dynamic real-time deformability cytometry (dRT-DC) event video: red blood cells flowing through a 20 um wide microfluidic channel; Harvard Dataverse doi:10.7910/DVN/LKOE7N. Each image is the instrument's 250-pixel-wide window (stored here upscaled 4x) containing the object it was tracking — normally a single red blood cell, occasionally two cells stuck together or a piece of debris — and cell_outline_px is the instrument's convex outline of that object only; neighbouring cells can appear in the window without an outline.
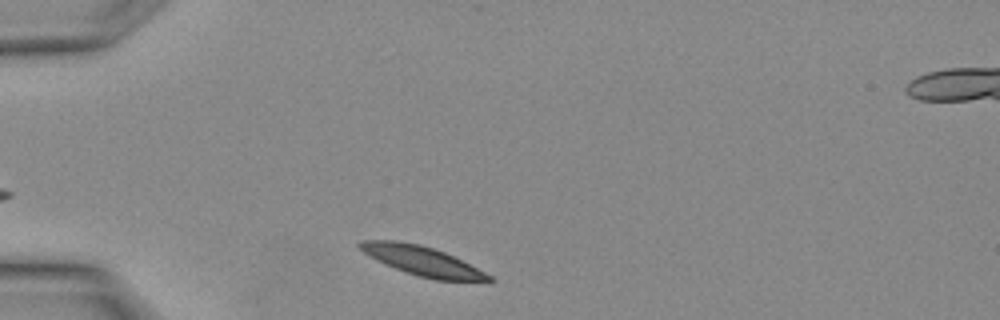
{"species": "Egyptian fruit bat (a non-hibernating species)", "species_latin": "Rousettus aegyptiacus", "temperature_condition": "warm", "stored_images_in_passage": 19, "camera_frame_rate_fps": 3000, "um_per_image_px": 0.085, "animal": {"sex": "female"}, "frame": {"image": 1, "passage_image": 1, "time_ms": 0.0, "image_size_px": [1000, 320], "cell_outline_px": [[496, 280], [436, 280], [416, 276], [384, 264], [376, 260], [364, 252], [356, 244], [360, 240], [396, 240], [420, 244], [444, 252], [492, 276]], "centroid_in_image_um": [35.8, 22.16], "position_along_channel_um": 49.2, "area_um2": 21.68}}
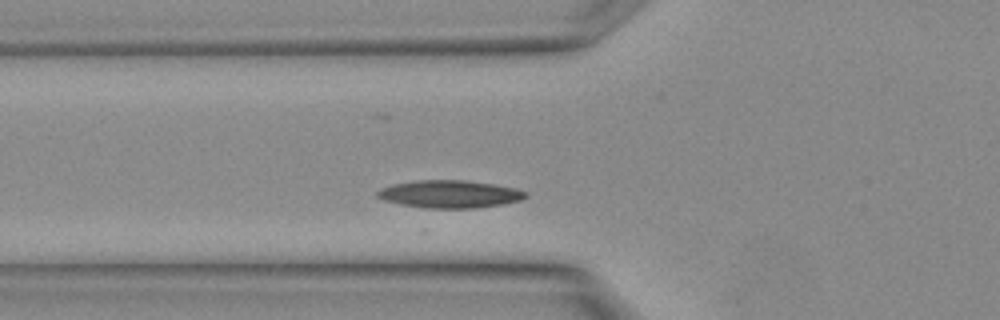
{"frame": {"image": 2, "passage_image": 4, "time_ms": 1.0, "image_size_px": [1000, 320], "cell_outline_px": [[528, 196], [520, 200], [500, 204], [476, 208], [424, 208], [400, 204], [384, 200], [376, 196], [376, 192], [380, 188], [396, 184], [416, 180], [464, 180], [492, 184], [516, 188], [528, 192]], "centroid_in_image_um": [38.22, 16.5], "position_along_channel_um": 87.6, "area_um2": 23.76}}
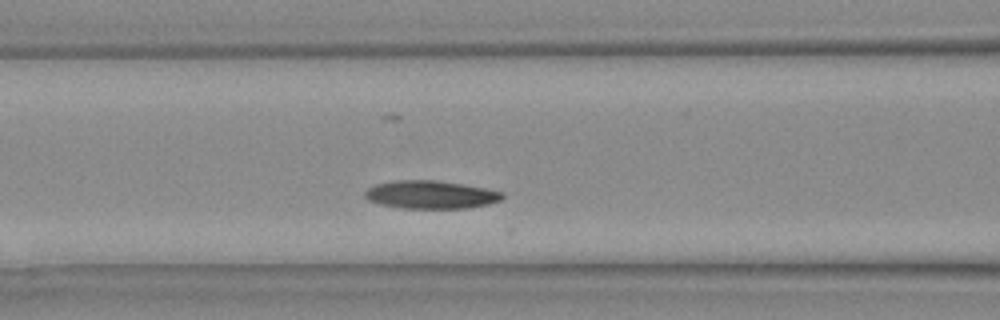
{"frame": {"image": 3, "passage_image": 6, "time_ms": 1.667, "image_size_px": [1000, 320], "cell_outline_px": [[504, 196], [500, 200], [488, 204], [468, 208], [400, 208], [380, 204], [368, 200], [364, 196], [364, 192], [368, 188], [376, 184], [396, 180], [436, 180], [464, 184], [504, 192]], "centroid_in_image_um": [36.6, 16.54], "position_along_channel_um": 130.0, "area_um2": 22.48}}